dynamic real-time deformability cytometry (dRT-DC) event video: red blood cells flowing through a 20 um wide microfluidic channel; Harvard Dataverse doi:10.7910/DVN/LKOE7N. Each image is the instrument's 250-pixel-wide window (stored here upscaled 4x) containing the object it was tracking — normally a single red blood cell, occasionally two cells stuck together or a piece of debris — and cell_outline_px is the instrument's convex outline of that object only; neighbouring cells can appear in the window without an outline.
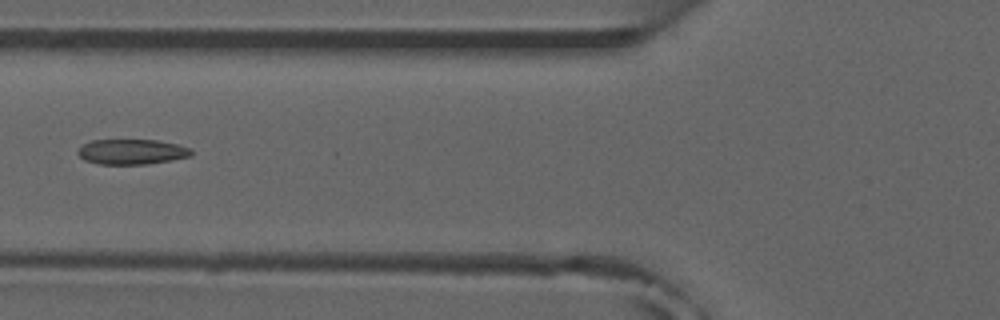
{"species": "common noctule bat (a hibernating species)", "species_latin": "Nyctalus noctula", "temperature_condition": "room temperature", "stored_images_in_passage": 6, "camera_frame_rate_fps": 3000, "um_per_image_px": 0.085, "animal": {"sex": "male", "forearm_length_mm": 52.5}, "frame": {"image": 1, "passage_image": 6, "time_ms": 5.667, "image_size_px": [1000, 320], "cell_outline_px": [[192, 156], [172, 160], [148, 164], [100, 164], [84, 160], [76, 152], [84, 144], [92, 140], [160, 140], [192, 148]], "centroid_in_image_um": [11.24, 12.9], "position_along_channel_um": 114.6, "area_um2": 16.7}}